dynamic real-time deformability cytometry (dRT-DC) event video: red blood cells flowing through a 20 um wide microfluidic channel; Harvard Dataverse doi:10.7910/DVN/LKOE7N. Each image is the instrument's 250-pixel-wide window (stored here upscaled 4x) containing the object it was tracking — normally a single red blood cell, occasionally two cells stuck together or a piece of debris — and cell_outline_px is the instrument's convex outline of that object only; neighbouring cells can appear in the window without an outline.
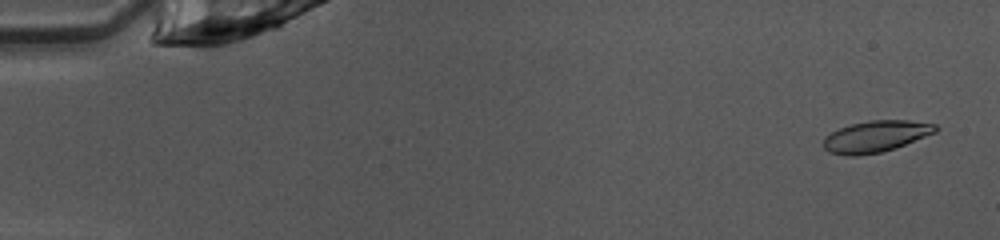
{"species": "common noctule bat (a hibernating species)", "species_latin": "Nyctalus noctula", "temperature_condition": "warm", "stored_images_in_passage": 14, "camera_frame_rate_fps": 3000, "um_per_image_px": 0.085, "animal": {"sex": "female", "body_mass_g": 10.0, "forearm_length_mm": 53.1}, "frame": {"image": 1, "passage_image": 2, "time_ms": 0.333, "image_size_px": [1000, 240], "cell_outline_px": [[940, 128], [936, 132], [896, 148], [880, 152], [856, 156], [848, 156], [828, 152], [824, 148], [824, 136], [840, 128], [852, 124], [872, 120], [908, 120], [936, 124]], "centroid_in_image_um": [74.46, 11.6], "position_along_channel_um": 10.5, "area_um2": 20.52}}
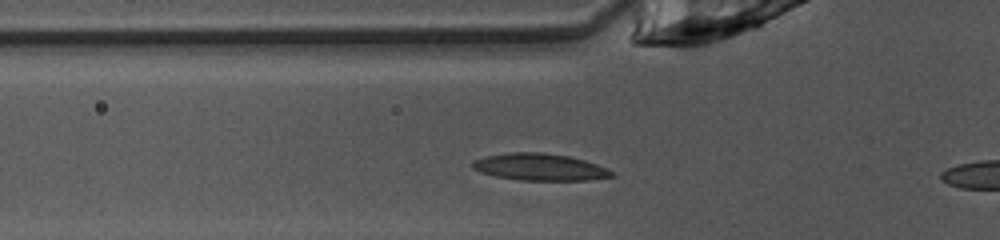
{"frame": {"image": 2, "passage_image": 12, "time_ms": 3.667, "image_size_px": [1000, 240], "cell_outline_px": [[616, 176], [588, 180], [520, 180], [496, 176], [480, 172], [472, 168], [472, 160], [488, 156], [512, 152], [540, 152], [568, 156], [584, 160], [596, 164], [616, 172]], "centroid_in_image_um": [45.91, 14.2], "position_along_channel_um": 79.9, "area_um2": 21.79}}